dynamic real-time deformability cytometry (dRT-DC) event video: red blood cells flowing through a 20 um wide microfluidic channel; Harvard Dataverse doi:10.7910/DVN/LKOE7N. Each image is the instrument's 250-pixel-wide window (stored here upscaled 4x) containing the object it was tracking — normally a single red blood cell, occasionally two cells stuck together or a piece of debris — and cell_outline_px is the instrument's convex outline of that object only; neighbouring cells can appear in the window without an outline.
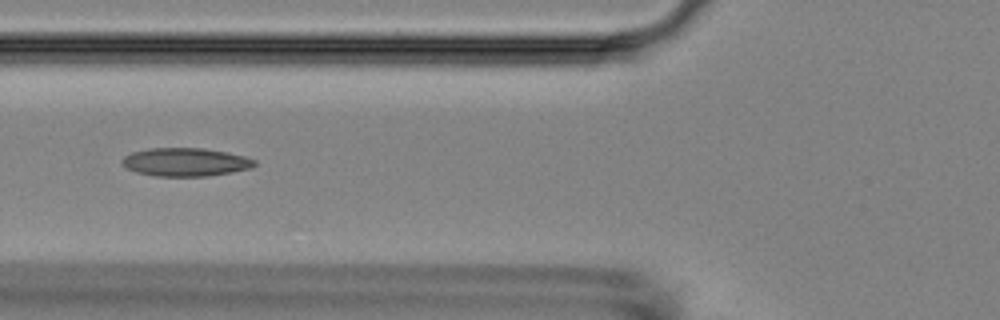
{"species": "Egyptian fruit bat (a non-hibernating species)", "species_latin": "Rousettus aegyptiacus", "temperature_condition": "room temperature", "stored_images_in_passage": 11, "camera_frame_rate_fps": 3000, "um_per_image_px": 0.085, "animal": {"sex": "female"}, "frame": {"image": 1, "passage_image": 4, "time_ms": 4.667, "image_size_px": [1000, 320], "cell_outline_px": [[256, 164], [252, 168], [208, 176], [152, 176], [136, 172], [128, 168], [124, 164], [124, 156], [132, 152], [148, 148], [204, 148], [244, 156], [256, 160]], "centroid_in_image_um": [15.78, 13.77], "position_along_channel_um": 110.0, "area_um2": 21.68}}
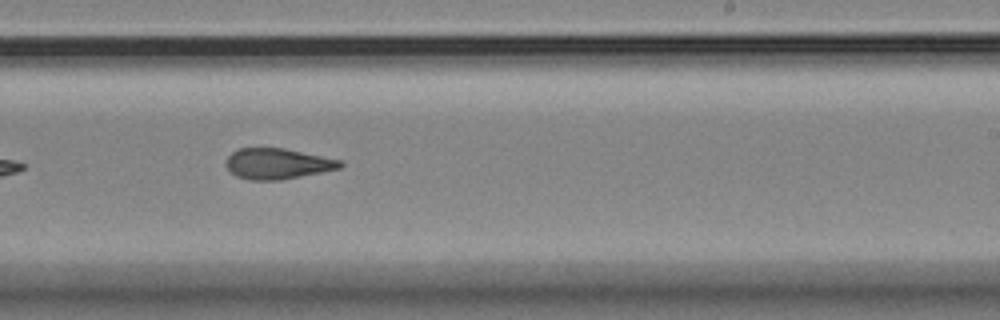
{"frame": {"image": 2, "passage_image": 8, "time_ms": 9.0, "image_size_px": [1000, 320], "cell_outline_px": [[344, 164], [340, 168], [280, 180], [252, 180], [236, 176], [228, 168], [228, 156], [232, 152], [240, 148], [284, 148], [340, 160]], "centroid_in_image_um": [23.59, 13.91], "position_along_channel_um": 265.4, "area_um2": 20.0}}
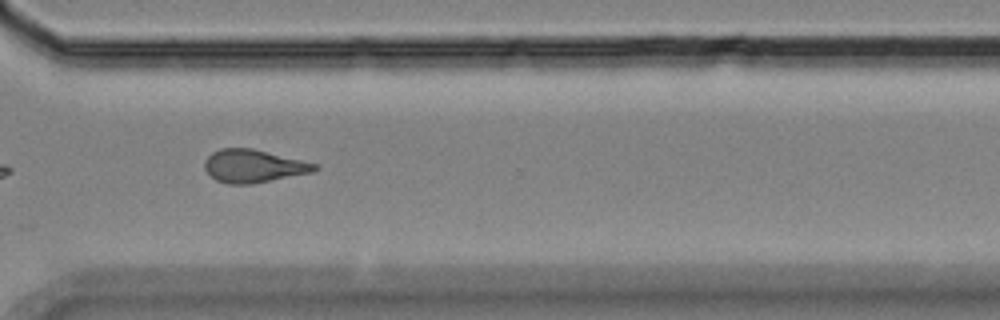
{"frame": {"image": 3, "passage_image": 10, "time_ms": 11.333, "image_size_px": [1000, 320], "cell_outline_px": [[320, 168], [312, 172], [252, 184], [228, 184], [216, 180], [208, 176], [204, 168], [204, 160], [212, 152], [220, 148], [252, 148], [316, 164]], "centroid_in_image_um": [21.48, 14.12], "position_along_channel_um": 349.1, "area_um2": 21.1}, "authors_computed_cell_mechanics": {"area_um2": 21.097, "velocity_mm_per_s": 3.5879, "shape_relaxation_time_tau1_ms": null, "shape_relaxation_time_tau2_ms": 4.6955, "deformation_change_tau1": null, "deformation_change_tau2": 0.1061}}